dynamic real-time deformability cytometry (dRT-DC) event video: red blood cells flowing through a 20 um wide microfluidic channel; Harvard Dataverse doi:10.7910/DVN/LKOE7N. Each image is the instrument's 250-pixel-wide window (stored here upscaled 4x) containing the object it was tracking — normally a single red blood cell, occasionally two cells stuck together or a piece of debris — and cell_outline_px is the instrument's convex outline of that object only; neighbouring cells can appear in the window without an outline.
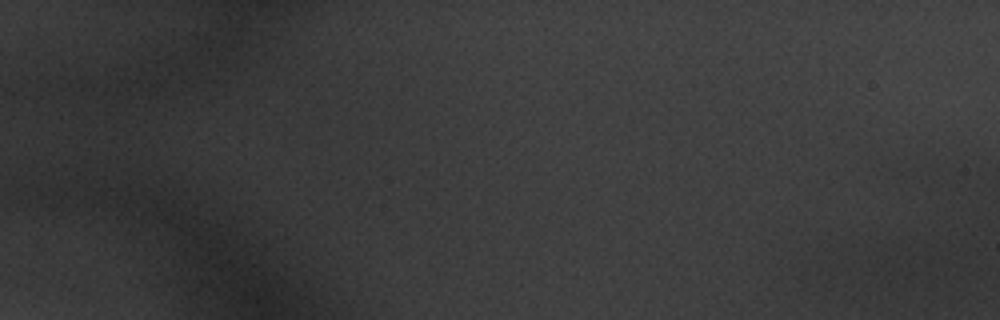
{"species": "common noctule bat (a hibernating species)", "species_latin": "Nyctalus noctula", "temperature_condition": "warm", "stored_images_in_passage": 16, "camera_frame_rate_fps": 3000, "um_per_image_px": 0.085, "animal": {"sex": "male", "body_mass_g": 20.1, "forearm_length_mm": 53.5}, "frame": {"image": 1, "passage_image": 1, "time_ms": 0.0, "image_size_px": [1000, 320], "cell_outline_px": [[964, 252], [960, 268], [952, 276], [924, 288], [888, 284], [868, 276], [860, 264], [876, 248], [888, 240], [900, 240], [952, 244], [960, 248]], "centroid_in_image_um": [77.61, 22.34], "position_along_channel_um": 7.4, "area_um2": 26.82}}
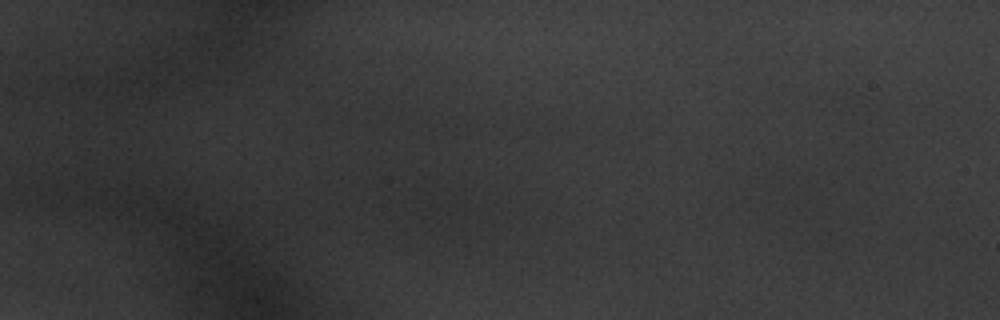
{"frame": {"image": 2, "passage_image": 16, "time_ms": 5.0, "image_size_px": [1000, 320], "cell_outline_px": [[508, 212], [500, 224], [496, 228], [432, 236], [424, 232], [408, 212], [400, 188], [424, 176], [504, 208]], "centroid_in_image_um": [38.14, 17.74], "position_along_channel_um": 46.9, "area_um2": 28.55}}